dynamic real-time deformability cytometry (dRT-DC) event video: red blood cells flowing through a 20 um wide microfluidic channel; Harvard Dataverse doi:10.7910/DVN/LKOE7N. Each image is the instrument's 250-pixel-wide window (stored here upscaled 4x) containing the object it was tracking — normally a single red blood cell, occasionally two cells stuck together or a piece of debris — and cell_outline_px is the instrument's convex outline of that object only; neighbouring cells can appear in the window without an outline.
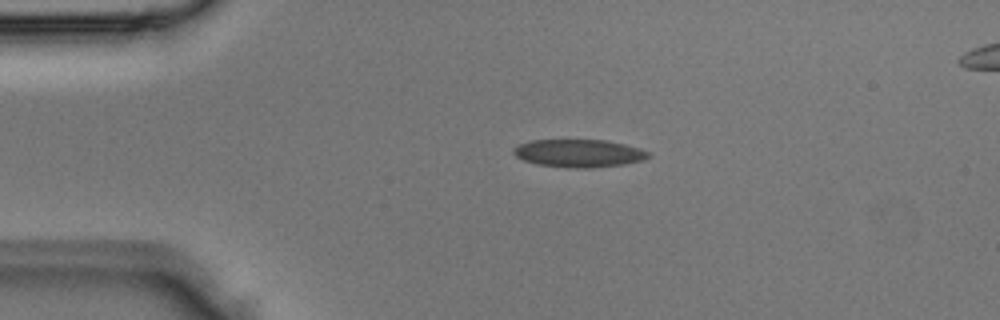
{"species": "Egyptian fruit bat (a non-hibernating species)", "species_latin": "Rousettus aegyptiacus", "temperature_condition": "room temperature", "stored_images_in_passage": 3, "camera_frame_rate_fps": 3000, "um_per_image_px": 0.085, "animal": {"sex": "male"}, "frame": {"image": 1, "passage_image": 1, "time_ms": 0.0, "image_size_px": [1000, 320], "cell_outline_px": [[652, 156], [644, 160], [624, 164], [592, 168], [568, 168], [536, 164], [524, 160], [516, 156], [512, 152], [512, 148], [516, 144], [528, 140], [608, 140], [640, 148], [648, 152]], "centroid_in_image_um": [49.18, 13.02], "position_along_channel_um": 35.8, "area_um2": 22.2}}
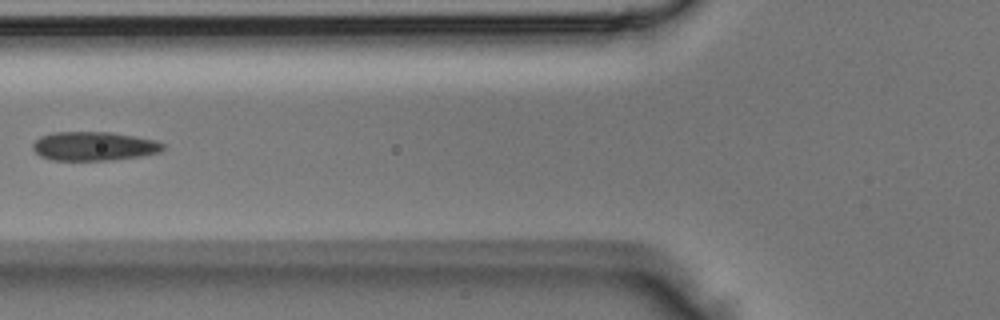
{"frame": {"image": 2, "passage_image": 3, "time_ms": 0.667, "image_size_px": [1000, 320], "cell_outline_px": [[164, 148], [160, 152], [140, 156], [112, 160], [52, 160], [40, 156], [32, 148], [32, 144], [40, 136], [56, 132], [108, 132], [156, 140], [164, 144]], "centroid_in_image_um": [7.97, 12.43], "position_along_channel_um": 117.8, "area_um2": 21.85}}